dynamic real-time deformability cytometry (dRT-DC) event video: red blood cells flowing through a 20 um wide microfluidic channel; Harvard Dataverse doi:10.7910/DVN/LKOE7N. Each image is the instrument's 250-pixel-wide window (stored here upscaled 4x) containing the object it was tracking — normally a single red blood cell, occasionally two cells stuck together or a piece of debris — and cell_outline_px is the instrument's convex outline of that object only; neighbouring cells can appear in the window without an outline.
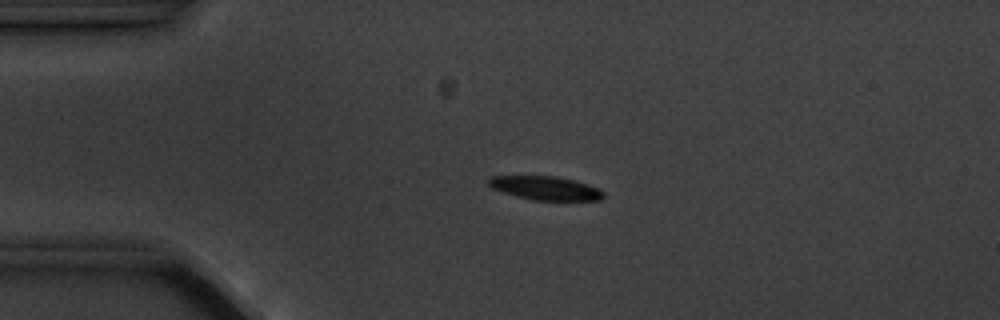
{"species": "common noctule bat (a hibernating species)", "species_latin": "Nyctalus noctula", "temperature_condition": "cold", "stored_images_in_passage": 5, "camera_frame_rate_fps": 3000, "um_per_image_px": 0.085, "animal": {"sex": "male", "body_mass_g": 20.1, "forearm_length_mm": 53.5}, "frame": {"image": 1, "passage_image": 3, "time_ms": 2.333, "image_size_px": [1000, 320], "cell_outline_px": [[604, 196], [600, 200], [532, 200], [516, 196], [492, 188], [488, 184], [488, 176], [556, 176], [572, 180], [600, 188], [604, 192]], "centroid_in_image_um": [46.36, 15.99], "position_along_channel_um": 38.6, "area_um2": 15.78}}